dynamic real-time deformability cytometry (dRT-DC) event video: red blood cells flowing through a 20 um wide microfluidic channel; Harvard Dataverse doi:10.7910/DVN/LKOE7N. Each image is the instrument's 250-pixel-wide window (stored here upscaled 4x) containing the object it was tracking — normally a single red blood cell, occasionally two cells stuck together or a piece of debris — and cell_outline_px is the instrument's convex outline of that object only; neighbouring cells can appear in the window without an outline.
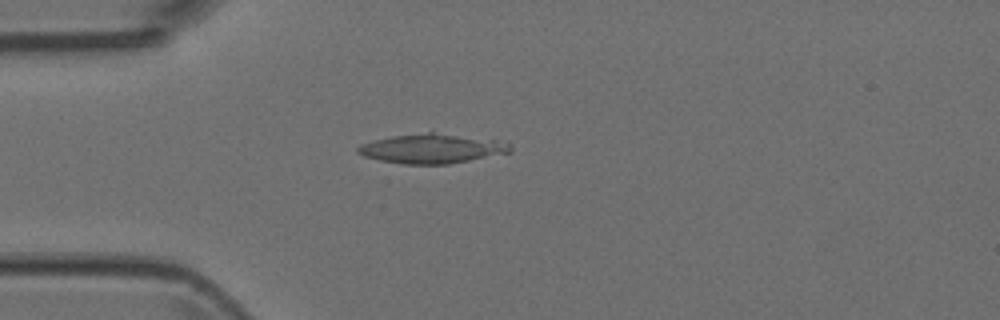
{"species": "Egyptian fruit bat (a non-hibernating species)", "species_latin": "Rousettus aegyptiacus", "temperature_condition": "room temperature", "stored_images_in_passage": 8, "camera_frame_rate_fps": 3000, "um_per_image_px": 0.085, "animal": {"sex": "female"}, "frame": {"image": 1, "passage_image": 4, "time_ms": 1.0, "image_size_px": [1000, 320], "cell_outline_px": [[512, 152], [448, 164], [404, 164], [380, 160], [364, 156], [356, 152], [356, 148], [360, 144], [372, 140], [392, 136], [428, 132], [432, 132], [496, 140], [508, 144], [512, 148]], "centroid_in_image_um": [36.67, 12.63], "position_along_channel_um": 48.3, "area_um2": 25.89}}